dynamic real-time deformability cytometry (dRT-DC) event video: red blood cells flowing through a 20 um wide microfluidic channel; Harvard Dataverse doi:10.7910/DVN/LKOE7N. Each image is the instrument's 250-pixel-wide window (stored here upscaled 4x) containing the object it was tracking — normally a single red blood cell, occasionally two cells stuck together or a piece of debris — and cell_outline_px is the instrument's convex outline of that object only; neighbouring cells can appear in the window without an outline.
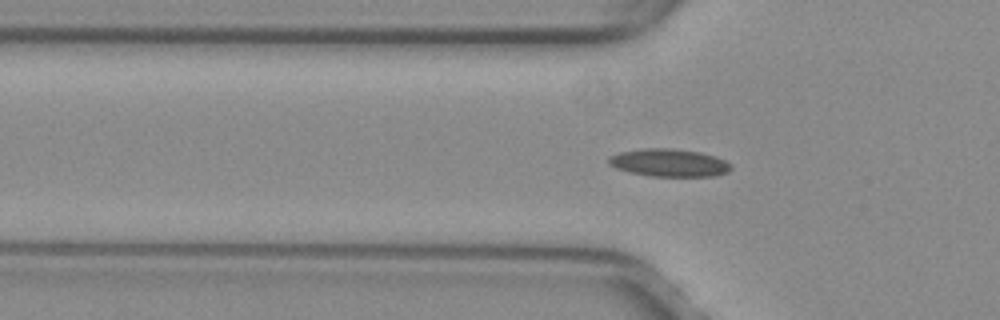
{"species": "common noctule bat (a hibernating species)", "species_latin": "Nyctalus noctula", "temperature_condition": "warm", "stored_images_in_passage": 53, "camera_frame_rate_fps": 3000, "um_per_image_px": 0.085, "animal": {"sex": "female", "body_mass_g": 29.2, "forearm_length_mm": 56.3}, "frame": {"image": 1, "passage_image": 17, "time_ms": 5.333, "image_size_px": [1000, 320], "cell_outline_px": [[732, 168], [728, 172], [716, 176], [652, 176], [628, 172], [616, 168], [608, 164], [608, 156], [620, 152], [644, 148], [668, 148], [700, 152], [716, 156], [732, 164]], "centroid_in_image_um": [56.88, 13.83], "position_along_channel_um": 68.9, "area_um2": 19.88}}
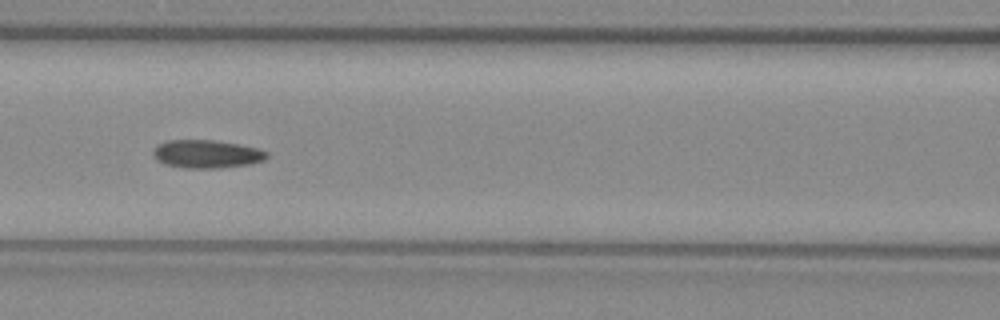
{"frame": {"image": 2, "passage_image": 23, "time_ms": 7.333, "image_size_px": [1000, 320], "cell_outline_px": [[268, 156], [264, 160], [248, 164], [220, 168], [184, 168], [164, 164], [156, 160], [152, 152], [160, 144], [168, 140], [212, 140], [236, 144], [256, 148], [268, 152]], "centroid_in_image_um": [17.55, 13.1], "position_along_channel_um": 149.1, "area_um2": 18.44}}
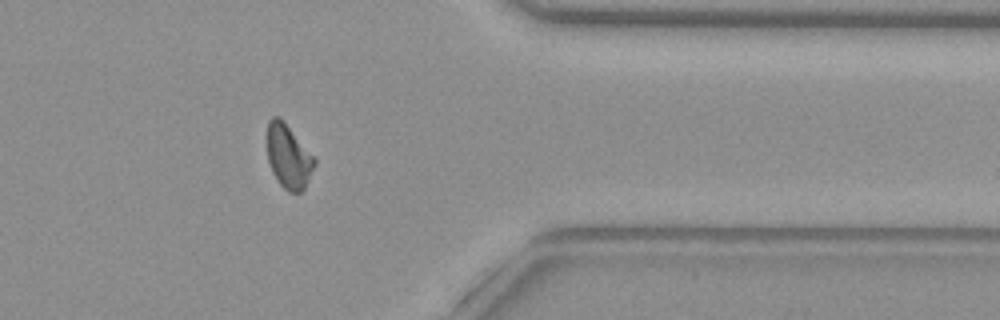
{"frame": {"image": 3, "passage_image": 42, "time_ms": 13.667, "image_size_px": [1000, 320], "cell_outline_px": [[316, 164], [304, 188], [300, 192], [288, 192], [276, 180], [272, 172], [268, 160], [268, 120], [272, 116], [280, 116], [284, 120], [316, 156]], "centroid_in_image_um": [24.55, 13.27], "position_along_channel_um": 386.9, "area_um2": 17.98}, "authors_computed_cell_mechanics": {"area_um2": 17.918, "velocity_mm_per_s": 4.0035, "shape_relaxation_time_tau1_ms": null, "shape_relaxation_time_tau2_ms": 3.241, "deformation_change_tau1": null, "deformation_change_tau2": 0.0875}}